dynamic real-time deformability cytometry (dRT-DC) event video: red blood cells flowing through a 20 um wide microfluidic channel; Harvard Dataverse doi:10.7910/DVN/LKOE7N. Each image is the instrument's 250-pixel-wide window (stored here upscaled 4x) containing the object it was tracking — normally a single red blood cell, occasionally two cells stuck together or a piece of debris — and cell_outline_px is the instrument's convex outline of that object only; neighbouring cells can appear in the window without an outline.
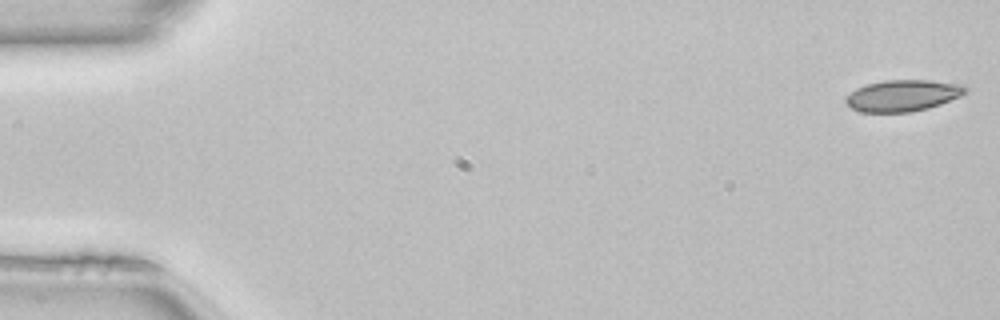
{"species": "common noctule bat (a hibernating species)", "species_latin": "Nyctalus noctula", "temperature_condition": "room temperature", "stored_images_in_passage": 50, "camera_frame_rate_fps": 3000, "um_per_image_px": 0.085, "animal": {"sex": "female", "body_mass_g": 22.7, "forearm_length_mm": 54.2}, "frame": {"image": 1, "passage_image": 1, "time_ms": 0.0, "image_size_px": [1000, 320], "cell_outline_px": [[968, 92], [960, 96], [940, 104], [928, 108], [912, 112], [860, 112], [852, 108], [844, 100], [844, 96], [856, 88], [868, 84], [884, 80], [928, 80], [964, 84], [968, 88]], "centroid_in_image_um": [76.74, 8.12], "position_along_channel_um": 8.3, "area_um2": 22.08}}
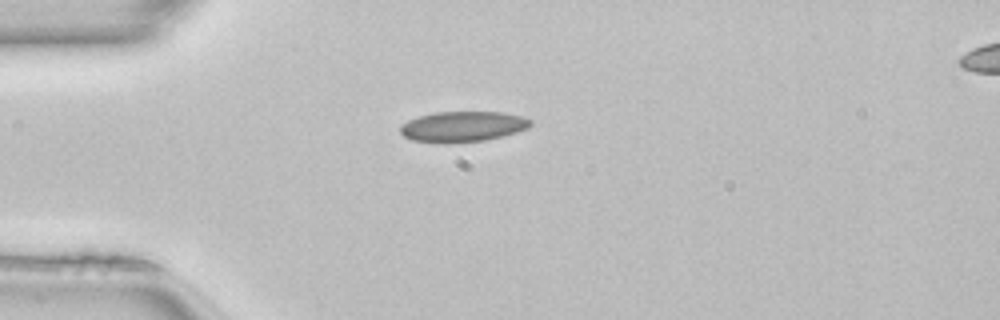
{"frame": {"image": 2, "passage_image": 13, "time_ms": 4.0, "image_size_px": [1000, 320], "cell_outline_px": [[532, 124], [528, 128], [516, 132], [484, 140], [448, 144], [444, 144], [412, 140], [404, 136], [400, 132], [400, 124], [408, 120], [420, 116], [436, 112], [504, 112], [524, 116], [532, 120]], "centroid_in_image_um": [39.33, 10.76], "position_along_channel_um": 45.7, "area_um2": 23.35}}
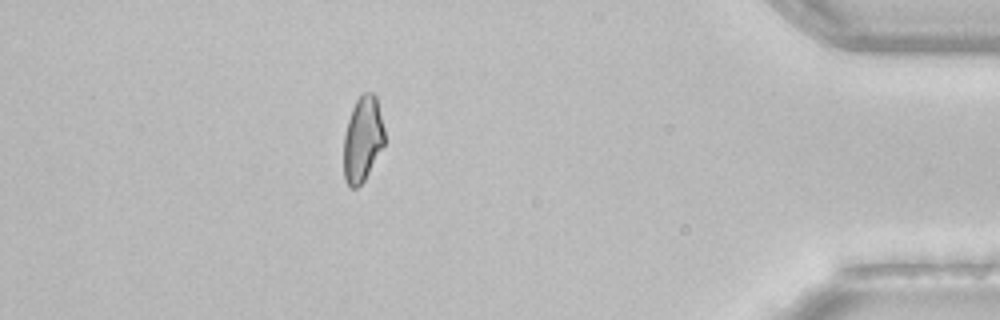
{"frame": {"image": 3, "passage_image": 44, "time_ms": 14.333, "image_size_px": [1000, 320], "cell_outline_px": [[384, 144], [364, 180], [356, 188], [348, 188], [344, 180], [344, 136], [348, 120], [352, 108], [356, 100], [364, 92], [372, 92], [376, 96], [384, 128]], "centroid_in_image_um": [30.81, 11.83], "position_along_channel_um": 404.4, "area_um2": 20.17}, "authors_computed_cell_mechanics": {"area_um2": 21.8195, "velocity_mm_per_s": 4.1069, "shape_relaxation_time_tau1_ms": null, "shape_relaxation_time_tau2_ms": 3.2644, "deformation_change_tau1": null, "deformation_change_tau2": 0.0651}}